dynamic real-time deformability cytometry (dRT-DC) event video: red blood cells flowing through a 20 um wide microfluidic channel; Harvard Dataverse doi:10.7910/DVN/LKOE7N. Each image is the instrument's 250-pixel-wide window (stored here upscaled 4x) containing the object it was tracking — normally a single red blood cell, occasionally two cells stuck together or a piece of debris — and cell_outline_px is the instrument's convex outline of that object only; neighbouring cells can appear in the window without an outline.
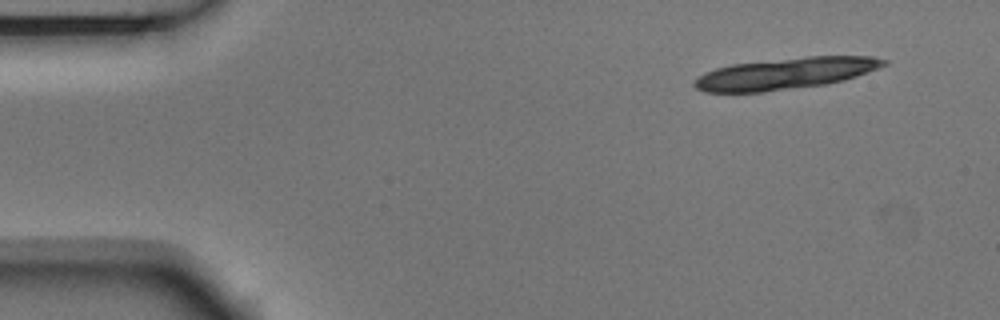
{"species": "Egyptian fruit bat (a non-hibernating species)", "species_latin": "Rousettus aegyptiacus", "temperature_condition": "room temperature", "stored_images_in_passage": 5, "camera_frame_rate_fps": 3000, "um_per_image_px": 0.085, "animal": {"sex": "male"}, "frame": {"image": 1, "passage_image": 1, "time_ms": 0.0, "image_size_px": [1000, 320], "cell_outline_px": [[888, 64], [856, 76], [844, 80], [824, 84], [764, 92], [704, 92], [696, 88], [692, 84], [704, 72], [716, 68], [732, 64], [808, 56], [872, 56], [888, 60]], "centroid_in_image_um": [66.76, 6.24], "position_along_channel_um": 18.2, "area_um2": 34.51}}